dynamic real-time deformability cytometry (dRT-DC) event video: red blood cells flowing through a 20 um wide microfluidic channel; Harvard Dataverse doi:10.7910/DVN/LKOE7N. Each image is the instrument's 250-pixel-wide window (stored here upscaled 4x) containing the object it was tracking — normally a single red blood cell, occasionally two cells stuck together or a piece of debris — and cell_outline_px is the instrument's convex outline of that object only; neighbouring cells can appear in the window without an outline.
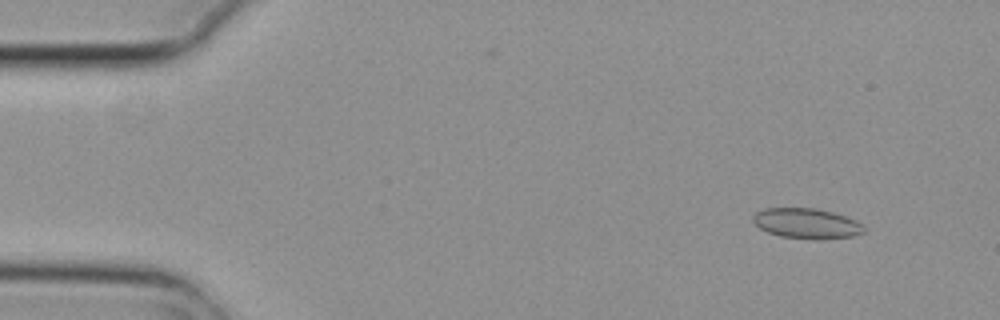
{"species": "common noctule bat (a hibernating species)", "species_latin": "Nyctalus noctula", "temperature_condition": "cold", "stored_images_in_passage": 5, "camera_frame_rate_fps": 3000, "um_per_image_px": 0.085, "animal": {"sex": "female", "body_mass_g": 29.2, "forearm_length_mm": 56.3}, "frame": {"image": 1, "passage_image": 2, "time_ms": 0.333, "image_size_px": [1000, 320], "cell_outline_px": [[864, 232], [852, 236], [820, 240], [812, 240], [780, 236], [768, 232], [760, 228], [752, 220], [752, 216], [756, 212], [764, 208], [816, 208], [832, 212], [856, 220], [864, 228]], "centroid_in_image_um": [68.54, 19.0], "position_along_channel_um": 16.5, "area_um2": 19.59}}